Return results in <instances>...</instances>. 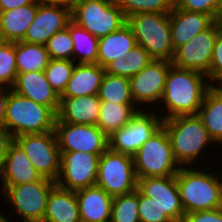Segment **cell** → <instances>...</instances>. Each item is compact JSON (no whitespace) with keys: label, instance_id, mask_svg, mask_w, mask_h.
I'll return each mask as SVG.
<instances>
[{"label":"cell","instance_id":"1f68e13d","mask_svg":"<svg viewBox=\"0 0 222 222\" xmlns=\"http://www.w3.org/2000/svg\"><path fill=\"white\" fill-rule=\"evenodd\" d=\"M98 96L101 101L116 104H135L131 96L130 79L106 72Z\"/></svg>","mask_w":222,"mask_h":222},{"label":"cell","instance_id":"6da1fadb","mask_svg":"<svg viewBox=\"0 0 222 222\" xmlns=\"http://www.w3.org/2000/svg\"><path fill=\"white\" fill-rule=\"evenodd\" d=\"M211 87L205 74L172 65L167 73L164 93L159 103L161 106H158L162 120L179 115H197Z\"/></svg>","mask_w":222,"mask_h":222},{"label":"cell","instance_id":"4316f807","mask_svg":"<svg viewBox=\"0 0 222 222\" xmlns=\"http://www.w3.org/2000/svg\"><path fill=\"white\" fill-rule=\"evenodd\" d=\"M198 116L215 144L222 145V86H212L207 91Z\"/></svg>","mask_w":222,"mask_h":222},{"label":"cell","instance_id":"d6a6232c","mask_svg":"<svg viewBox=\"0 0 222 222\" xmlns=\"http://www.w3.org/2000/svg\"><path fill=\"white\" fill-rule=\"evenodd\" d=\"M139 190L113 196L110 222H141L138 214Z\"/></svg>","mask_w":222,"mask_h":222},{"label":"cell","instance_id":"d6986e66","mask_svg":"<svg viewBox=\"0 0 222 222\" xmlns=\"http://www.w3.org/2000/svg\"><path fill=\"white\" fill-rule=\"evenodd\" d=\"M42 177L35 170L24 150L13 141L0 169V186H15L38 181Z\"/></svg>","mask_w":222,"mask_h":222},{"label":"cell","instance_id":"f6af8a7d","mask_svg":"<svg viewBox=\"0 0 222 222\" xmlns=\"http://www.w3.org/2000/svg\"><path fill=\"white\" fill-rule=\"evenodd\" d=\"M214 23L217 25L218 29L222 32V0H220L219 7L214 18Z\"/></svg>","mask_w":222,"mask_h":222},{"label":"cell","instance_id":"d590c367","mask_svg":"<svg viewBox=\"0 0 222 222\" xmlns=\"http://www.w3.org/2000/svg\"><path fill=\"white\" fill-rule=\"evenodd\" d=\"M15 42L0 44V88H12L17 78Z\"/></svg>","mask_w":222,"mask_h":222},{"label":"cell","instance_id":"7a4b0ae2","mask_svg":"<svg viewBox=\"0 0 222 222\" xmlns=\"http://www.w3.org/2000/svg\"><path fill=\"white\" fill-rule=\"evenodd\" d=\"M169 136L173 155L180 167L203 166L199 165L206 148L215 142L211 139L202 119L197 115H179L163 120L162 125ZM209 145V146H208Z\"/></svg>","mask_w":222,"mask_h":222},{"label":"cell","instance_id":"bcb514c9","mask_svg":"<svg viewBox=\"0 0 222 222\" xmlns=\"http://www.w3.org/2000/svg\"><path fill=\"white\" fill-rule=\"evenodd\" d=\"M38 1L43 2V3L62 4V5L72 7L73 3L76 0H38Z\"/></svg>","mask_w":222,"mask_h":222},{"label":"cell","instance_id":"8992f818","mask_svg":"<svg viewBox=\"0 0 222 222\" xmlns=\"http://www.w3.org/2000/svg\"><path fill=\"white\" fill-rule=\"evenodd\" d=\"M56 182L47 178L15 186H1L2 201L23 222H43L50 191Z\"/></svg>","mask_w":222,"mask_h":222},{"label":"cell","instance_id":"b9f144b4","mask_svg":"<svg viewBox=\"0 0 222 222\" xmlns=\"http://www.w3.org/2000/svg\"><path fill=\"white\" fill-rule=\"evenodd\" d=\"M14 141L8 129L0 123V169L7 155L9 145Z\"/></svg>","mask_w":222,"mask_h":222},{"label":"cell","instance_id":"d4e9b609","mask_svg":"<svg viewBox=\"0 0 222 222\" xmlns=\"http://www.w3.org/2000/svg\"><path fill=\"white\" fill-rule=\"evenodd\" d=\"M137 45L132 29L126 23L120 29L99 38L97 64L105 68L119 56H125Z\"/></svg>","mask_w":222,"mask_h":222},{"label":"cell","instance_id":"f546056e","mask_svg":"<svg viewBox=\"0 0 222 222\" xmlns=\"http://www.w3.org/2000/svg\"><path fill=\"white\" fill-rule=\"evenodd\" d=\"M153 59L149 53L138 44L124 57L119 56L105 67V72L126 78H131L139 73Z\"/></svg>","mask_w":222,"mask_h":222},{"label":"cell","instance_id":"8fae6325","mask_svg":"<svg viewBox=\"0 0 222 222\" xmlns=\"http://www.w3.org/2000/svg\"><path fill=\"white\" fill-rule=\"evenodd\" d=\"M14 141L24 150L41 177L56 182L60 173L61 153L54 131L23 134Z\"/></svg>","mask_w":222,"mask_h":222},{"label":"cell","instance_id":"7bdbcfd3","mask_svg":"<svg viewBox=\"0 0 222 222\" xmlns=\"http://www.w3.org/2000/svg\"><path fill=\"white\" fill-rule=\"evenodd\" d=\"M39 3L38 0H0V12L8 11L20 6Z\"/></svg>","mask_w":222,"mask_h":222},{"label":"cell","instance_id":"44dd1931","mask_svg":"<svg viewBox=\"0 0 222 222\" xmlns=\"http://www.w3.org/2000/svg\"><path fill=\"white\" fill-rule=\"evenodd\" d=\"M98 94L78 97H60V106L55 122L96 125L99 119Z\"/></svg>","mask_w":222,"mask_h":222},{"label":"cell","instance_id":"603a6c76","mask_svg":"<svg viewBox=\"0 0 222 222\" xmlns=\"http://www.w3.org/2000/svg\"><path fill=\"white\" fill-rule=\"evenodd\" d=\"M105 68L97 63H76L71 79L60 97H78L99 93Z\"/></svg>","mask_w":222,"mask_h":222},{"label":"cell","instance_id":"ba28073f","mask_svg":"<svg viewBox=\"0 0 222 222\" xmlns=\"http://www.w3.org/2000/svg\"><path fill=\"white\" fill-rule=\"evenodd\" d=\"M72 21L96 38H102L127 23L114 0H76L71 7Z\"/></svg>","mask_w":222,"mask_h":222},{"label":"cell","instance_id":"74e56055","mask_svg":"<svg viewBox=\"0 0 222 222\" xmlns=\"http://www.w3.org/2000/svg\"><path fill=\"white\" fill-rule=\"evenodd\" d=\"M138 214L141 222H174L160 205L139 191Z\"/></svg>","mask_w":222,"mask_h":222},{"label":"cell","instance_id":"ffe728a7","mask_svg":"<svg viewBox=\"0 0 222 222\" xmlns=\"http://www.w3.org/2000/svg\"><path fill=\"white\" fill-rule=\"evenodd\" d=\"M213 22L214 20L209 15L173 6L169 13V24L174 50L206 30Z\"/></svg>","mask_w":222,"mask_h":222},{"label":"cell","instance_id":"f35d334b","mask_svg":"<svg viewBox=\"0 0 222 222\" xmlns=\"http://www.w3.org/2000/svg\"><path fill=\"white\" fill-rule=\"evenodd\" d=\"M207 78L212 86H222V32L217 34L214 42L213 56Z\"/></svg>","mask_w":222,"mask_h":222},{"label":"cell","instance_id":"9a60e30c","mask_svg":"<svg viewBox=\"0 0 222 222\" xmlns=\"http://www.w3.org/2000/svg\"><path fill=\"white\" fill-rule=\"evenodd\" d=\"M219 32L220 30L213 22L206 30L201 31L175 50L172 65L181 69L198 71L207 76L213 56L214 42Z\"/></svg>","mask_w":222,"mask_h":222},{"label":"cell","instance_id":"7dc6e473","mask_svg":"<svg viewBox=\"0 0 222 222\" xmlns=\"http://www.w3.org/2000/svg\"><path fill=\"white\" fill-rule=\"evenodd\" d=\"M0 222H13V220L8 219L6 214L4 213V211H1L0 212Z\"/></svg>","mask_w":222,"mask_h":222},{"label":"cell","instance_id":"e0dca14e","mask_svg":"<svg viewBox=\"0 0 222 222\" xmlns=\"http://www.w3.org/2000/svg\"><path fill=\"white\" fill-rule=\"evenodd\" d=\"M137 189L146 197L156 201L174 222H182L185 211L181 203L176 175L140 178Z\"/></svg>","mask_w":222,"mask_h":222},{"label":"cell","instance_id":"ac0fdd59","mask_svg":"<svg viewBox=\"0 0 222 222\" xmlns=\"http://www.w3.org/2000/svg\"><path fill=\"white\" fill-rule=\"evenodd\" d=\"M11 89L38 104L50 107L56 114L59 110L60 96L47 81L44 71L18 73Z\"/></svg>","mask_w":222,"mask_h":222},{"label":"cell","instance_id":"5bb4252c","mask_svg":"<svg viewBox=\"0 0 222 222\" xmlns=\"http://www.w3.org/2000/svg\"><path fill=\"white\" fill-rule=\"evenodd\" d=\"M171 66L172 62L169 61L152 60L139 73L130 78L131 96L138 108L153 109L154 105L156 108V104L161 102L167 73ZM152 105L153 108H149Z\"/></svg>","mask_w":222,"mask_h":222},{"label":"cell","instance_id":"484cf974","mask_svg":"<svg viewBox=\"0 0 222 222\" xmlns=\"http://www.w3.org/2000/svg\"><path fill=\"white\" fill-rule=\"evenodd\" d=\"M38 3L0 12V33L3 41H22L33 22Z\"/></svg>","mask_w":222,"mask_h":222},{"label":"cell","instance_id":"5b68a950","mask_svg":"<svg viewBox=\"0 0 222 222\" xmlns=\"http://www.w3.org/2000/svg\"><path fill=\"white\" fill-rule=\"evenodd\" d=\"M127 24L139 46L153 60L172 62L175 50L171 40L169 13H138L127 17Z\"/></svg>","mask_w":222,"mask_h":222},{"label":"cell","instance_id":"52a82bcc","mask_svg":"<svg viewBox=\"0 0 222 222\" xmlns=\"http://www.w3.org/2000/svg\"><path fill=\"white\" fill-rule=\"evenodd\" d=\"M137 179L178 174L180 165L174 158L166 129L161 126L133 156Z\"/></svg>","mask_w":222,"mask_h":222},{"label":"cell","instance_id":"4fadbf2b","mask_svg":"<svg viewBox=\"0 0 222 222\" xmlns=\"http://www.w3.org/2000/svg\"><path fill=\"white\" fill-rule=\"evenodd\" d=\"M54 132L60 152L102 154L109 148L108 136L97 125L55 122Z\"/></svg>","mask_w":222,"mask_h":222},{"label":"cell","instance_id":"f1b7e54d","mask_svg":"<svg viewBox=\"0 0 222 222\" xmlns=\"http://www.w3.org/2000/svg\"><path fill=\"white\" fill-rule=\"evenodd\" d=\"M17 73L44 71L50 60L45 45L15 42Z\"/></svg>","mask_w":222,"mask_h":222},{"label":"cell","instance_id":"7402d4cb","mask_svg":"<svg viewBox=\"0 0 222 222\" xmlns=\"http://www.w3.org/2000/svg\"><path fill=\"white\" fill-rule=\"evenodd\" d=\"M80 222H110L113 196L98 186L75 191Z\"/></svg>","mask_w":222,"mask_h":222},{"label":"cell","instance_id":"9c48e42d","mask_svg":"<svg viewBox=\"0 0 222 222\" xmlns=\"http://www.w3.org/2000/svg\"><path fill=\"white\" fill-rule=\"evenodd\" d=\"M137 185L138 179L132 156L111 151L109 148L102 153L96 186L116 196L134 192Z\"/></svg>","mask_w":222,"mask_h":222},{"label":"cell","instance_id":"c3c4849f","mask_svg":"<svg viewBox=\"0 0 222 222\" xmlns=\"http://www.w3.org/2000/svg\"><path fill=\"white\" fill-rule=\"evenodd\" d=\"M3 42V39H2V36H1V33H0V44Z\"/></svg>","mask_w":222,"mask_h":222},{"label":"cell","instance_id":"8d00e7d4","mask_svg":"<svg viewBox=\"0 0 222 222\" xmlns=\"http://www.w3.org/2000/svg\"><path fill=\"white\" fill-rule=\"evenodd\" d=\"M45 47L50 59L73 60V40L69 31V24L63 30L52 35Z\"/></svg>","mask_w":222,"mask_h":222},{"label":"cell","instance_id":"2e32d148","mask_svg":"<svg viewBox=\"0 0 222 222\" xmlns=\"http://www.w3.org/2000/svg\"><path fill=\"white\" fill-rule=\"evenodd\" d=\"M71 20V7L39 2L34 20L22 41L45 45L52 35L66 28Z\"/></svg>","mask_w":222,"mask_h":222},{"label":"cell","instance_id":"30bf717a","mask_svg":"<svg viewBox=\"0 0 222 222\" xmlns=\"http://www.w3.org/2000/svg\"><path fill=\"white\" fill-rule=\"evenodd\" d=\"M159 110L140 109L125 126L108 136L111 151L134 156L138 149L163 125Z\"/></svg>","mask_w":222,"mask_h":222},{"label":"cell","instance_id":"7c38bea8","mask_svg":"<svg viewBox=\"0 0 222 222\" xmlns=\"http://www.w3.org/2000/svg\"><path fill=\"white\" fill-rule=\"evenodd\" d=\"M60 153V173L56 185L71 191L96 185L102 154L81 151Z\"/></svg>","mask_w":222,"mask_h":222},{"label":"cell","instance_id":"60d3db41","mask_svg":"<svg viewBox=\"0 0 222 222\" xmlns=\"http://www.w3.org/2000/svg\"><path fill=\"white\" fill-rule=\"evenodd\" d=\"M182 222H222V208L186 213Z\"/></svg>","mask_w":222,"mask_h":222},{"label":"cell","instance_id":"3957f363","mask_svg":"<svg viewBox=\"0 0 222 222\" xmlns=\"http://www.w3.org/2000/svg\"><path fill=\"white\" fill-rule=\"evenodd\" d=\"M205 169L181 167L176 175L185 214L222 208V172Z\"/></svg>","mask_w":222,"mask_h":222},{"label":"cell","instance_id":"277c9868","mask_svg":"<svg viewBox=\"0 0 222 222\" xmlns=\"http://www.w3.org/2000/svg\"><path fill=\"white\" fill-rule=\"evenodd\" d=\"M57 114L50 108L19 95L12 89L6 100L3 125L13 139L23 134L54 131Z\"/></svg>","mask_w":222,"mask_h":222},{"label":"cell","instance_id":"cb8c5ba5","mask_svg":"<svg viewBox=\"0 0 222 222\" xmlns=\"http://www.w3.org/2000/svg\"><path fill=\"white\" fill-rule=\"evenodd\" d=\"M43 222H80L75 191L56 185L50 191Z\"/></svg>","mask_w":222,"mask_h":222},{"label":"cell","instance_id":"e575fe53","mask_svg":"<svg viewBox=\"0 0 222 222\" xmlns=\"http://www.w3.org/2000/svg\"><path fill=\"white\" fill-rule=\"evenodd\" d=\"M126 18L138 13H170L174 0H114Z\"/></svg>","mask_w":222,"mask_h":222},{"label":"cell","instance_id":"ab89813d","mask_svg":"<svg viewBox=\"0 0 222 222\" xmlns=\"http://www.w3.org/2000/svg\"><path fill=\"white\" fill-rule=\"evenodd\" d=\"M220 0H174V6L188 11L209 15L213 20Z\"/></svg>","mask_w":222,"mask_h":222},{"label":"cell","instance_id":"836d02e7","mask_svg":"<svg viewBox=\"0 0 222 222\" xmlns=\"http://www.w3.org/2000/svg\"><path fill=\"white\" fill-rule=\"evenodd\" d=\"M75 64L73 60L50 59L44 69L47 81L59 96L65 91Z\"/></svg>","mask_w":222,"mask_h":222},{"label":"cell","instance_id":"ee69618b","mask_svg":"<svg viewBox=\"0 0 222 222\" xmlns=\"http://www.w3.org/2000/svg\"><path fill=\"white\" fill-rule=\"evenodd\" d=\"M11 88H0V123H4L6 100Z\"/></svg>","mask_w":222,"mask_h":222},{"label":"cell","instance_id":"83f0119b","mask_svg":"<svg viewBox=\"0 0 222 222\" xmlns=\"http://www.w3.org/2000/svg\"><path fill=\"white\" fill-rule=\"evenodd\" d=\"M140 110L135 104H116L101 101L97 126L110 136L114 131L125 126Z\"/></svg>","mask_w":222,"mask_h":222},{"label":"cell","instance_id":"4dcf8cb0","mask_svg":"<svg viewBox=\"0 0 222 222\" xmlns=\"http://www.w3.org/2000/svg\"><path fill=\"white\" fill-rule=\"evenodd\" d=\"M69 31L73 40V61L97 63L99 39L72 20L69 22Z\"/></svg>","mask_w":222,"mask_h":222}]
</instances>
